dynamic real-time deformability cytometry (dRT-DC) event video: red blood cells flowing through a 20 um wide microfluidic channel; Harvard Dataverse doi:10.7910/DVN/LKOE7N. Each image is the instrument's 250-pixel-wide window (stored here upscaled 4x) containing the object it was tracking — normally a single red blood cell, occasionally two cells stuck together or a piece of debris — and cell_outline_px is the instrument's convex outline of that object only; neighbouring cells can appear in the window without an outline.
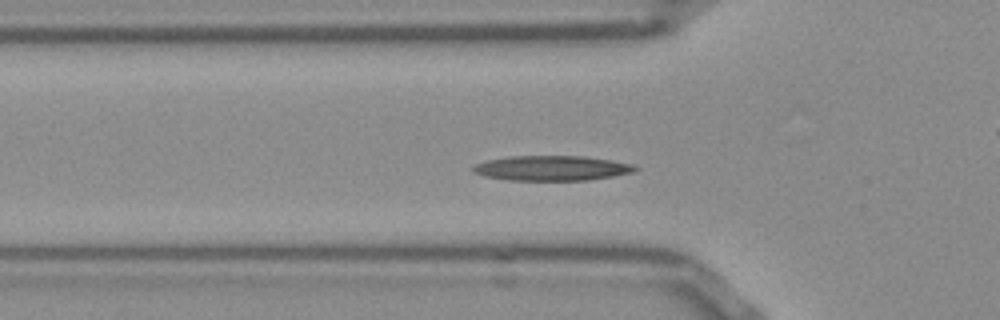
{"species": "Egyptian fruit bat (a non-hibernating species)", "species_latin": "Rousettus aegyptiacus", "temperature_condition": "room temperature", "stored_images_in_passage": 50, "camera_frame_rate_fps": 3000, "um_per_image_px": 0.085, "frame": {"image": 1, "passage_image": 14, "time_ms": 4.333, "image_size_px": [1000, 320], "cell_outline_px": [[640, 168], [636, 172], [588, 180], [508, 180], [484, 176], [472, 172], [472, 168], [476, 164], [488, 160], [512, 156], [584, 156], [612, 160], [632, 164]], "centroid_in_image_um": [46.94, 14.29], "position_along_channel_um": 78.9, "area_um2": 23.58}}
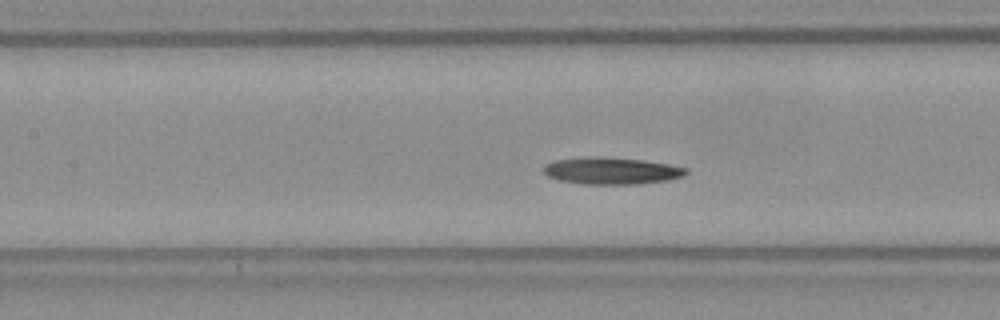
{"frame": {"image": 2, "passage_image": 20, "time_ms": 6.333, "image_size_px": [1000, 320], "cell_outline_px": [[688, 172], [684, 176], [668, 180], [636, 184], [580, 184], [560, 180], [548, 176], [544, 172], [544, 164], [556, 160], [588, 156], [600, 156], [644, 160], [668, 164], [688, 168]], "centroid_in_image_um": [51.99, 14.51], "position_along_channel_um": 155.4, "area_um2": 22.48}}
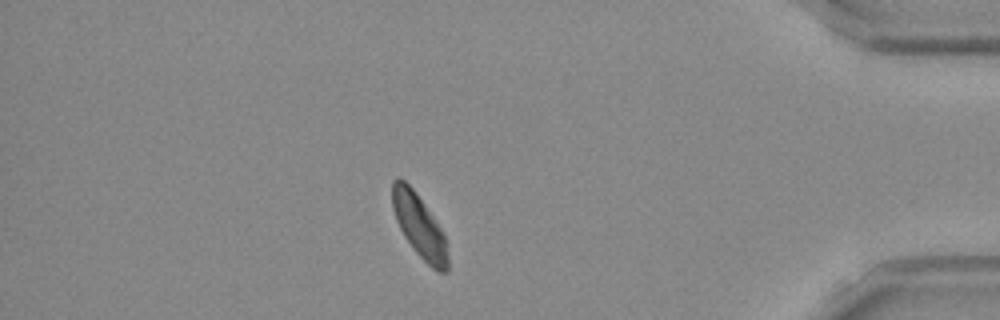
{"frame": {"image": 3, "passage_image": 42, "time_ms": 13.667, "image_size_px": [1000, 320], "cell_outline_px": [[448, 272], [436, 272], [416, 252], [404, 236], [396, 220], [392, 208], [392, 180], [400, 176], [412, 188], [444, 232], [448, 256]], "centroid_in_image_um": [35.64, 19.21], "position_along_channel_um": 399.6, "area_um2": 20.29}, "authors_computed_cell_mechanics": {"area_um2": 21.8195, "velocity_mm_per_s": 3.7955, "shape_relaxation_time_tau1_ms": 2.6578, "shape_relaxation_time_tau2_ms": 4.6845, "deformation_change_tau1": 0.1696, "deformation_change_tau2": 0.0964}}